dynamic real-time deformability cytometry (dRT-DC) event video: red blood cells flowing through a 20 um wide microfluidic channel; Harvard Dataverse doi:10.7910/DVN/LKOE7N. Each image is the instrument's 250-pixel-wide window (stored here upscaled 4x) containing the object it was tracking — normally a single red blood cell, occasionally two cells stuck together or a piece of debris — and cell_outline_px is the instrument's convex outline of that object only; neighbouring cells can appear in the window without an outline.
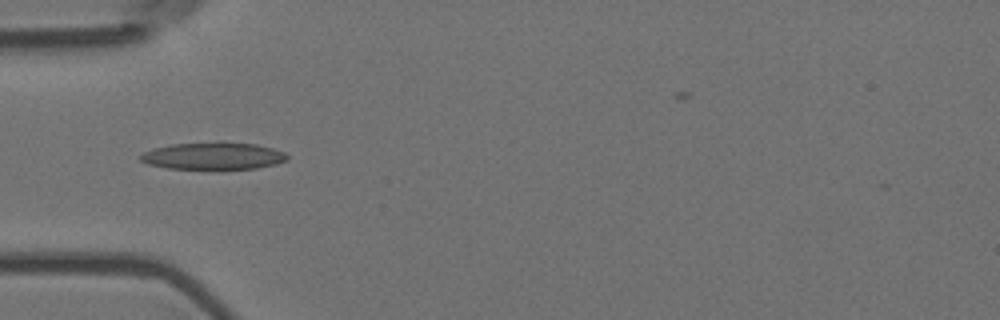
{"species": "Egyptian fruit bat (a non-hibernating species)", "species_latin": "Rousettus aegyptiacus", "temperature_condition": "room temperature", "stored_images_in_passage": 6, "camera_frame_rate_fps": 3000, "um_per_image_px": 0.085, "animal": {"sex": "female"}, "frame": {"image": 1, "passage_image": 1, "time_ms": 0.0, "image_size_px": [1000, 320], "cell_outline_px": [[288, 160], [276, 164], [256, 168], [168, 168], [148, 164], [140, 160], [140, 156], [144, 152], [152, 148], [172, 144], [220, 140], [256, 144], [272, 148], [284, 152], [288, 156]], "centroid_in_image_um": [18.14, 13.21], "position_along_channel_um": 66.9, "area_um2": 23.47}}
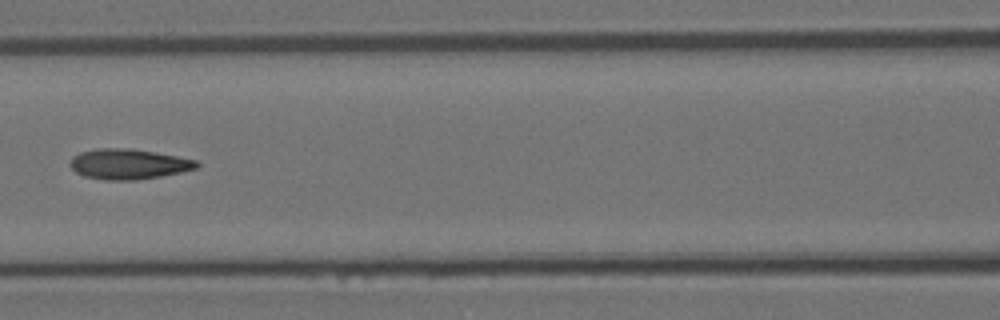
{"frame": {"image": 2, "passage_image": 3, "time_ms": 0.667, "image_size_px": [1000, 320], "cell_outline_px": [[200, 164], [196, 168], [180, 172], [160, 176], [136, 180], [104, 180], [84, 176], [76, 172], [72, 168], [72, 156], [80, 152], [100, 148], [132, 148], [156, 152], [196, 160]], "centroid_in_image_um": [10.93, 13.94], "position_along_channel_um": 155.7, "area_um2": 22.2}}
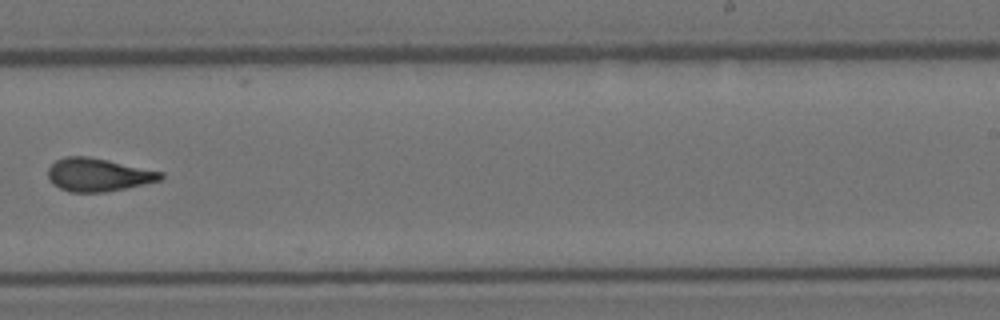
{"frame": {"image": 3, "passage_image": 6, "time_ms": 1.667, "image_size_px": [1000, 320], "cell_outline_px": [[164, 176], [160, 180], [144, 184], [104, 192], [68, 192], [52, 184], [48, 180], [48, 168], [56, 160], [64, 156], [88, 156], [108, 160], [164, 172]], "centroid_in_image_um": [8.31, 14.85], "position_along_channel_um": 280.7, "area_um2": 21.79}}